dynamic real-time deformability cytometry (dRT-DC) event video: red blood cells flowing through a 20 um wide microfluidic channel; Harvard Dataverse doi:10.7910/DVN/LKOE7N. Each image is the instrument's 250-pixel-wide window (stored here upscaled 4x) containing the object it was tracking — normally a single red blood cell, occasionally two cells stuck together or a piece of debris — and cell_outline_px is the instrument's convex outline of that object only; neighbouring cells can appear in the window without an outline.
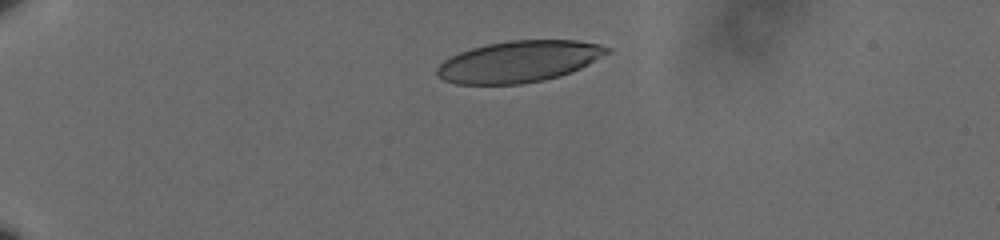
{"species": "human", "species_latin": "Homo sapiens", "temperature_condition": "cold", "stored_images_in_passage": 37, "camera_frame_rate_fps": 3000, "um_per_image_px": 0.085, "donor": {"sex": "male"}, "frame": {"image": 1, "passage_image": 1, "time_ms": 0.0, "image_size_px": [1000, 240], "cell_outline_px": [[612, 52], [572, 72], [560, 76], [544, 80], [520, 84], [456, 84], [444, 80], [436, 72], [436, 68], [444, 60], [460, 52], [472, 48], [488, 44], [508, 40], [576, 40], [600, 44], [612, 48]], "centroid_in_image_um": [44.16, 5.22], "position_along_channel_um": 40.8, "area_um2": 41.1}}
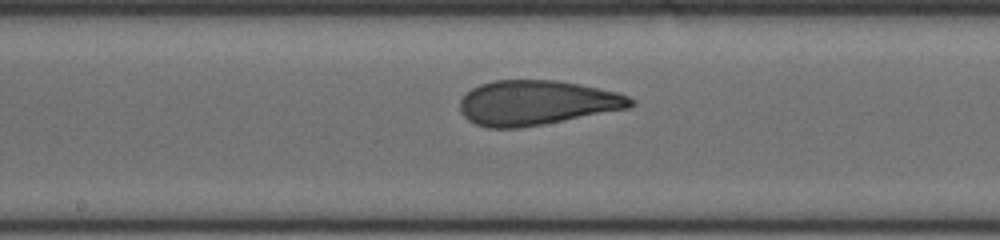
{"frame": {"image": 2, "passage_image": 19, "time_ms": 6.0, "image_size_px": [1000, 240], "cell_outline_px": [[636, 104], [628, 108], [544, 124], [520, 128], [488, 128], [476, 124], [468, 120], [460, 112], [460, 100], [472, 88], [480, 84], [492, 80], [556, 80], [616, 92], [628, 96], [636, 100]], "centroid_in_image_um": [45.59, 8.74], "position_along_channel_um": 202.6, "area_um2": 44.33}}
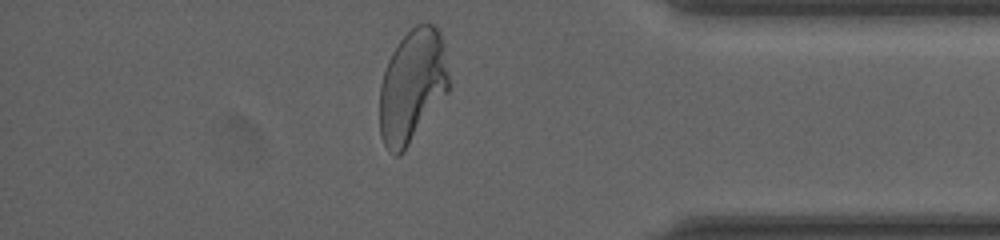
{"frame": {"image": 3, "passage_image": 36, "time_ms": 11.667, "image_size_px": [1000, 240], "cell_outline_px": [[448, 92], [404, 152], [400, 156], [396, 156], [388, 152], [380, 136], [380, 84], [388, 60], [392, 52], [400, 40], [416, 24], [432, 24], [440, 32], [444, 44], [448, 76]], "centroid_in_image_um": [35.03, 7.35], "position_along_channel_um": 400.2, "area_um2": 45.6}, "authors_computed_cell_mechanics": {"area_um2": 44.3326, "velocity_mm_per_s": 3.5939, "shape_relaxation_time_tau1_ms": 6.2939, "shape_relaxation_time_tau2_ms": 1.134, "deformation_change_tau1": 0.1893, "deformation_change_tau2": 0.0806}}